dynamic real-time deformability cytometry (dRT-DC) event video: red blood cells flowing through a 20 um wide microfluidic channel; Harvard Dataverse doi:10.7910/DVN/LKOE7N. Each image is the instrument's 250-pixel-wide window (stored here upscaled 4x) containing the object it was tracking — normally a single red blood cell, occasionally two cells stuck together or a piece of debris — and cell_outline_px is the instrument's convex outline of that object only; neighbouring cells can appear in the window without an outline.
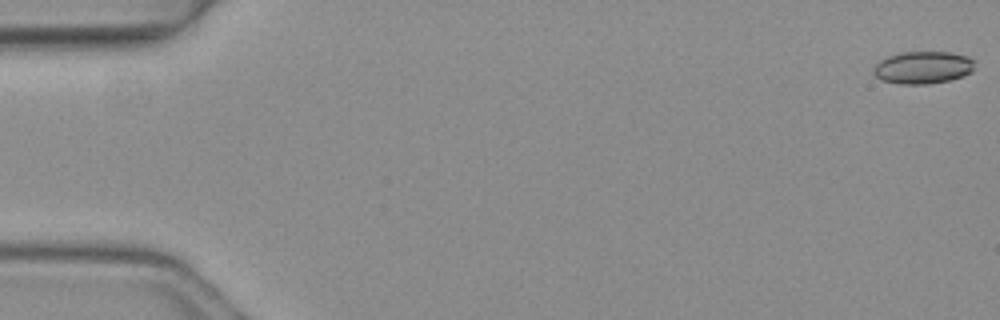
{"species": "common noctule bat (a hibernating species)", "species_latin": "Nyctalus noctula", "temperature_condition": "warm", "stored_images_in_passage": 4, "camera_frame_rate_fps": 3000, "um_per_image_px": 0.085, "animal": {"sex": "female", "body_mass_g": 19.3, "forearm_length_mm": 54.1}, "frame": {"image": 1, "passage_image": 1, "time_ms": 0.0, "image_size_px": [1000, 320], "cell_outline_px": [[972, 72], [964, 76], [948, 80], [928, 84], [900, 84], [880, 80], [872, 72], [872, 68], [880, 60], [888, 56], [900, 52], [948, 52], [968, 56], [972, 60]], "centroid_in_image_um": [78.4, 5.74], "position_along_channel_um": 6.6, "area_um2": 19.13}}
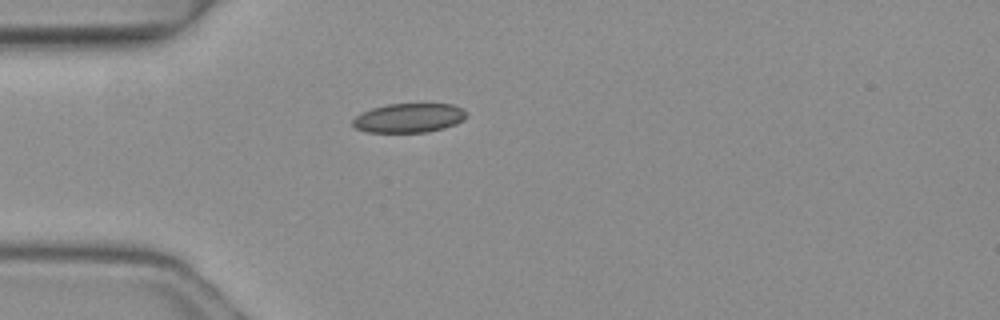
{"frame": {"image": 2, "passage_image": 4, "time_ms": 1.0, "image_size_px": [1000, 320], "cell_outline_px": [[468, 116], [464, 120], [456, 124], [444, 128], [424, 132], [368, 132], [356, 128], [352, 124], [352, 120], [360, 112], [372, 108], [388, 104], [452, 104], [464, 108], [468, 112]], "centroid_in_image_um": [34.8, 10.02], "position_along_channel_um": 50.2, "area_um2": 19.54}}